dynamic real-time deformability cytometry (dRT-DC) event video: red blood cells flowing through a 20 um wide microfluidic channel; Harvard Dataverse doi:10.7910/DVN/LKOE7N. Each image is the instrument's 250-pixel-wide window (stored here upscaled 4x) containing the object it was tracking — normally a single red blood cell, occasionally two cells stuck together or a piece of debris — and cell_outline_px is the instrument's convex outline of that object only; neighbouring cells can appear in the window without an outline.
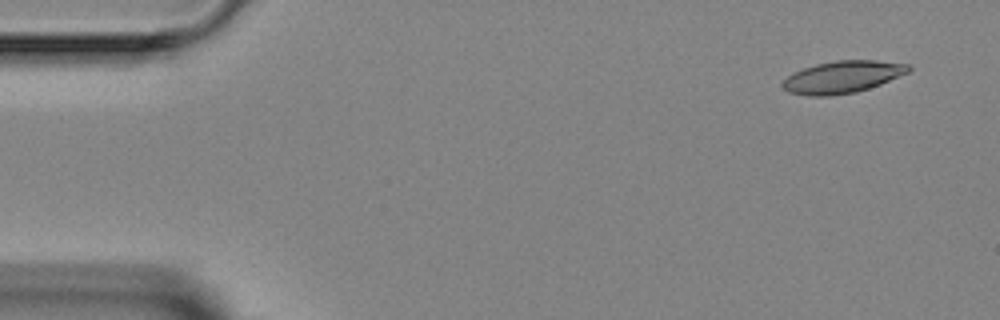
{"species": "Egyptian fruit bat (a non-hibernating species)", "species_latin": "Rousettus aegyptiacus", "temperature_condition": "room temperature", "stored_images_in_passage": 3, "camera_frame_rate_fps": 3000, "um_per_image_px": 0.085, "animal": {"sex": "female"}, "frame": {"image": 1, "passage_image": 3, "time_ms": 2.333, "image_size_px": [1000, 320], "cell_outline_px": [[912, 68], [908, 72], [880, 84], [856, 92], [828, 96], [808, 96], [788, 92], [780, 88], [780, 84], [792, 72], [816, 64], [836, 60], [876, 60], [908, 64]], "centroid_in_image_um": [71.56, 6.55], "position_along_channel_um": 13.4, "area_um2": 23.64}}